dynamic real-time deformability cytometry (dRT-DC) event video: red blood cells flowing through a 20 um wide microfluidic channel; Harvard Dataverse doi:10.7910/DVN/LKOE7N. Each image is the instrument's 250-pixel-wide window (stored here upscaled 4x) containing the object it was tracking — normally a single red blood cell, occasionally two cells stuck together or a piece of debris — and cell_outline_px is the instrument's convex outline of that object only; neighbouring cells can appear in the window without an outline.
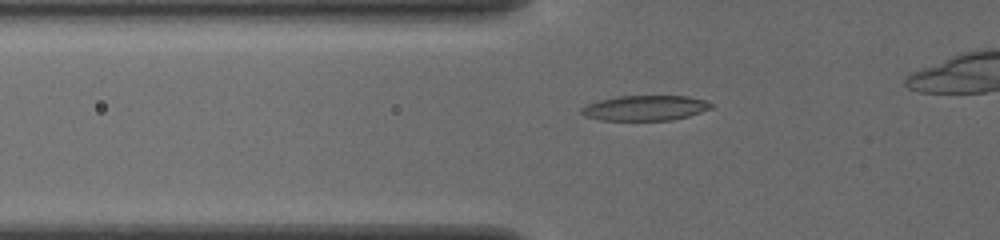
{"species": "common noctule bat (a hibernating species)", "species_latin": "Nyctalus noctula", "temperature_condition": "cold", "stored_images_in_passage": 41, "camera_frame_rate_fps": 3000, "um_per_image_px": 0.085, "animal": {"sex": "female", "body_mass_g": 19.5, "forearm_length_mm": 54.1}, "frame": {"image": 1, "passage_image": 12, "time_ms": 3.667, "image_size_px": [1000, 240], "cell_outline_px": [[712, 108], [688, 116], [672, 120], [600, 120], [584, 116], [580, 112], [580, 108], [584, 104], [600, 100], [620, 96], [688, 96], [704, 100], [712, 104]], "centroid_in_image_um": [54.79, 9.18], "position_along_channel_um": 71.0, "area_um2": 19.02}}
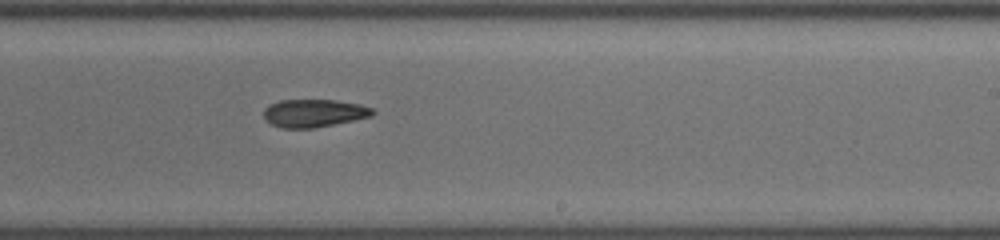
{"frame": {"image": 2, "passage_image": 27, "time_ms": 8.667, "image_size_px": [1000, 240], "cell_outline_px": [[376, 112], [372, 116], [312, 128], [280, 128], [272, 124], [264, 116], [264, 108], [268, 104], [280, 100], [332, 100], [360, 104], [372, 108]], "centroid_in_image_um": [26.67, 9.61], "position_along_channel_um": 262.3, "area_um2": 17.51}}
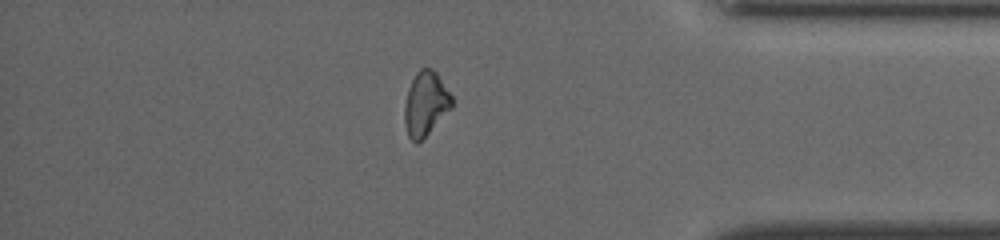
{"frame": {"image": 3, "passage_image": 39, "time_ms": 12.667, "image_size_px": [1000, 240], "cell_outline_px": [[452, 108], [416, 144], [408, 136], [404, 124], [404, 104], [408, 88], [416, 72], [420, 68], [432, 68], [436, 72], [452, 96]], "centroid_in_image_um": [36.15, 8.79], "position_along_channel_um": 399.0, "area_um2": 17.57}}